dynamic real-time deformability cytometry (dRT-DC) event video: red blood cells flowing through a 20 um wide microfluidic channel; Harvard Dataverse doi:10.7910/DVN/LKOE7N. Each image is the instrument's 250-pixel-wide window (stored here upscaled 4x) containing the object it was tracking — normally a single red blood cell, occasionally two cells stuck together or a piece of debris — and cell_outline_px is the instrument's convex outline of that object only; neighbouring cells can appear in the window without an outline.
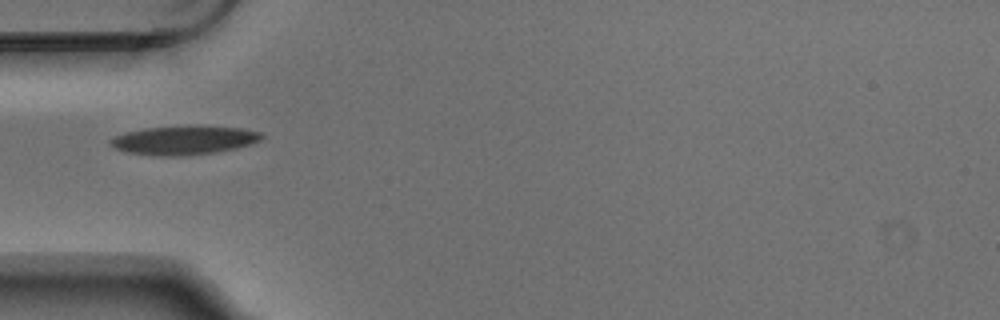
{"species": "Egyptian fruit bat (a non-hibernating species)", "species_latin": "Rousettus aegyptiacus", "temperature_condition": "warm", "stored_images_in_passage": 1, "camera_frame_rate_fps": 3000, "um_per_image_px": 0.085, "animal": {"sex": "male"}, "frame": {"image": 1, "passage_image": 1, "time_ms": 0.0, "image_size_px": [1000, 320], "cell_outline_px": [[264, 136], [260, 140], [252, 144], [236, 148], [216, 152], [184, 156], [160, 156], [124, 152], [108, 144], [108, 140], [124, 132], [144, 128], [196, 124], [204, 124], [244, 128], [260, 132]], "centroid_in_image_um": [15.65, 11.89], "position_along_channel_um": 69.3, "area_um2": 26.24}}